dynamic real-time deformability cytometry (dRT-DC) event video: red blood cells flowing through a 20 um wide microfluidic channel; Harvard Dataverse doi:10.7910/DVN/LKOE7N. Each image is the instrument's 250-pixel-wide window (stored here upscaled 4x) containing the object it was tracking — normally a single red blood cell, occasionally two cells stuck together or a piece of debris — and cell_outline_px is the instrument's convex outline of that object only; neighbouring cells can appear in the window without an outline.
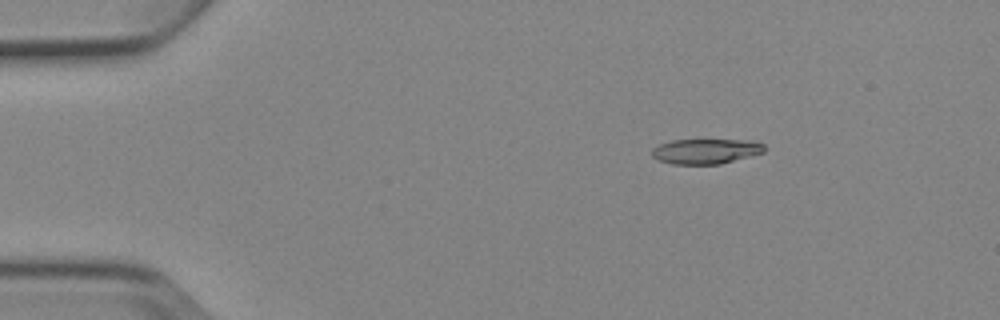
{"species": "Egyptian fruit bat (a non-hibernating species)", "species_latin": "Rousettus aegyptiacus", "temperature_condition": "cold", "stored_images_in_passage": 5, "camera_frame_rate_fps": 3000, "um_per_image_px": 0.085, "animal": {"sex": "female"}, "frame": {"image": 1, "passage_image": 2, "time_ms": 2.0, "image_size_px": [1000, 320], "cell_outline_px": [[764, 152], [720, 164], [672, 164], [660, 160], [652, 156], [652, 148], [660, 144], [672, 140], [752, 140], [764, 144]], "centroid_in_image_um": [59.99, 12.85], "position_along_channel_um": 25.0, "area_um2": 16.3}}